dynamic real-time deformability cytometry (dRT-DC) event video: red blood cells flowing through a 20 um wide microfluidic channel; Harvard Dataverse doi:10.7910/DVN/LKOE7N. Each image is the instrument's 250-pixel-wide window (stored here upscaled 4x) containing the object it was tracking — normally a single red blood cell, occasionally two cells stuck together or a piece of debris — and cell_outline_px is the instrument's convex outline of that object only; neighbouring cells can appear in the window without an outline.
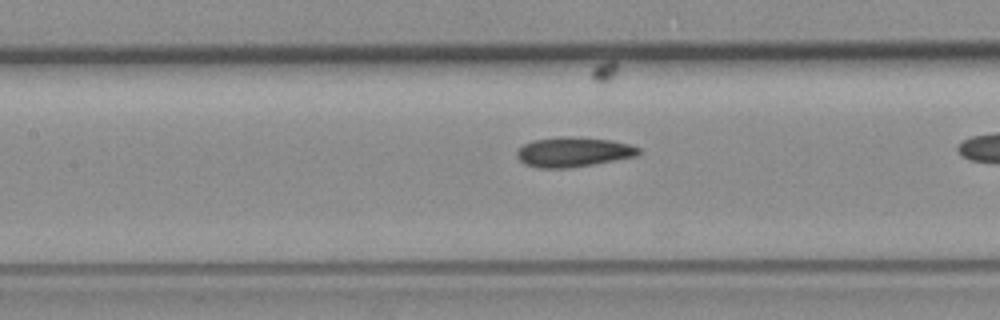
{"species": "common noctule bat (a hibernating species)", "species_latin": "Nyctalus noctula", "temperature_condition": "room temperature", "stored_images_in_passage": 15, "camera_frame_rate_fps": 3000, "um_per_image_px": 0.085, "animal": {"sex": "female", "body_mass_g": 19.3, "forearm_length_mm": 54.1}, "frame": {"image": 1, "passage_image": 9, "time_ms": 2.667, "image_size_px": [1000, 320], "cell_outline_px": [[640, 152], [636, 156], [592, 164], [568, 168], [536, 168], [524, 164], [516, 156], [516, 152], [524, 144], [532, 140], [560, 136], [572, 136], [612, 140], [632, 144], [640, 148]], "centroid_in_image_um": [48.72, 12.91], "position_along_channel_um": 158.7, "area_um2": 21.27}}
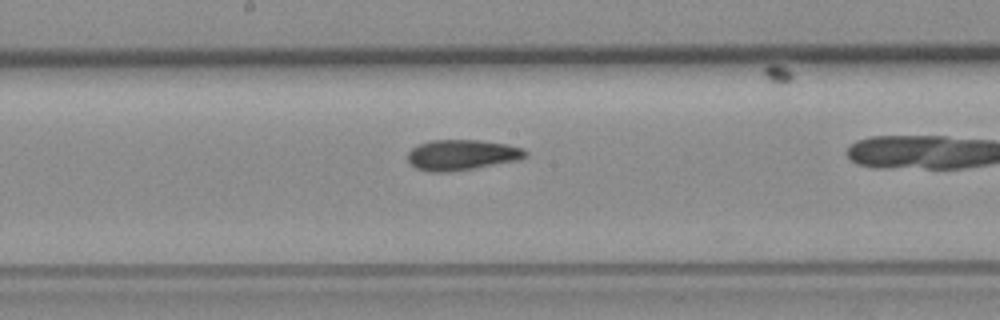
{"frame": {"image": 2, "passage_image": 13, "time_ms": 4.0, "image_size_px": [1000, 320], "cell_outline_px": [[528, 156], [520, 160], [448, 172], [432, 172], [416, 168], [408, 160], [408, 152], [412, 148], [420, 144], [432, 140], [480, 140], [508, 144], [524, 148], [528, 152]], "centroid_in_image_um": [39.31, 13.16], "position_along_channel_um": 208.9, "area_um2": 20.92}}